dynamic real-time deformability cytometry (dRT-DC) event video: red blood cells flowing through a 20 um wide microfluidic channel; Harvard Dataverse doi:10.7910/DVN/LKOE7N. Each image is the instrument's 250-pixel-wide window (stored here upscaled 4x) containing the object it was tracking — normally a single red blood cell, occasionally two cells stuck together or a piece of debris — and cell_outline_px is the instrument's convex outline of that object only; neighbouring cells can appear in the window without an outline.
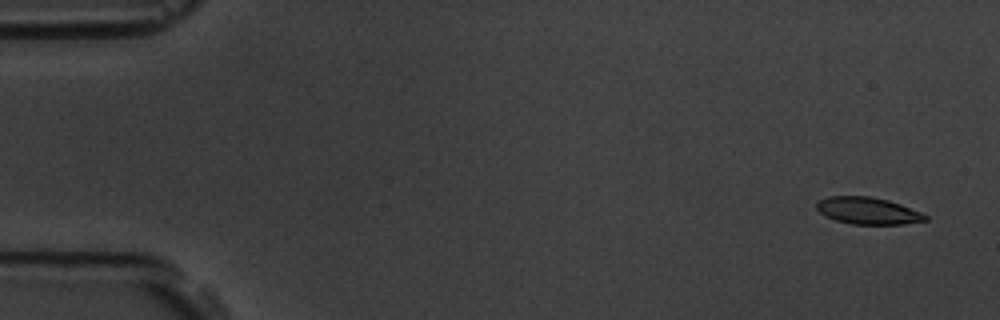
{"species": "common noctule bat (a hibernating species)", "species_latin": "Nyctalus noctula", "temperature_condition": "room temperature", "stored_images_in_passage": 6, "camera_frame_rate_fps": 3000, "um_per_image_px": 0.085, "animal": {"sex": "male", "body_mass_g": 19.5, "forearm_length_mm": 54.6}, "frame": {"image": 1, "passage_image": 1, "time_ms": 0.0, "image_size_px": [1000, 320], "cell_outline_px": [[928, 220], [904, 224], [852, 224], [836, 220], [824, 216], [816, 208], [816, 204], [820, 200], [828, 196], [872, 196], [888, 200], [900, 204], [920, 212], [928, 216]], "centroid_in_image_um": [73.76, 17.91], "position_along_channel_um": 11.2, "area_um2": 17.05}}
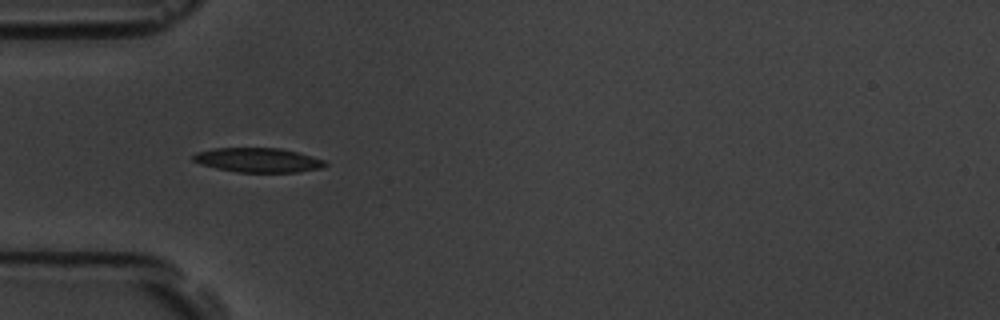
{"frame": {"image": 2, "passage_image": 5, "time_ms": 5.0, "image_size_px": [1000, 320], "cell_outline_px": [[328, 164], [324, 168], [296, 172], [236, 172], [216, 168], [200, 164], [192, 160], [192, 156], [196, 152], [212, 148], [280, 148], [312, 156], [324, 160]], "centroid_in_image_um": [21.92, 13.61], "position_along_channel_um": 63.1, "area_um2": 18.84}}
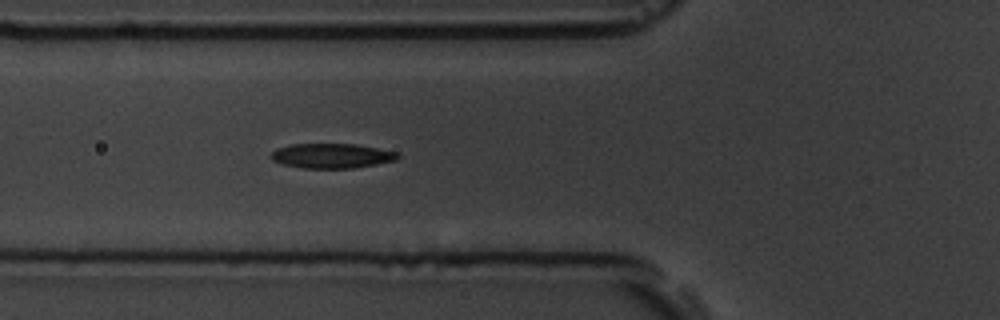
{"frame": {"image": 3, "passage_image": 6, "time_ms": 6.0, "image_size_px": [1000, 320], "cell_outline_px": [[400, 156], [396, 160], [376, 164], [352, 168], [304, 168], [284, 164], [272, 160], [268, 156], [276, 148], [292, 144], [356, 144], [396, 152]], "centroid_in_image_um": [28.16, 13.24], "position_along_channel_um": 97.6, "area_um2": 18.15}}